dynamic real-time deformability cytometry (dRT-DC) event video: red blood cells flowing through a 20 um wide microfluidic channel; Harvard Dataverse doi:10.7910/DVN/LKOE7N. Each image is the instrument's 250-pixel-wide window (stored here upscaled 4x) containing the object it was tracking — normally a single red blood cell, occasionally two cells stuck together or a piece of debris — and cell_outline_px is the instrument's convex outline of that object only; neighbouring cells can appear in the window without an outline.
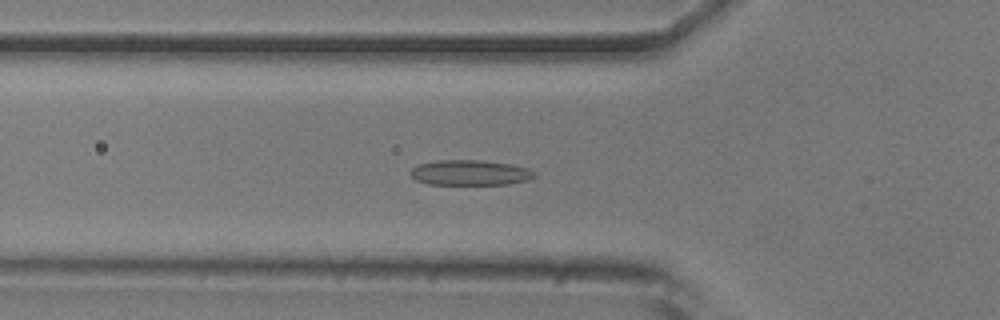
{"species": "common noctule bat (a hibernating species)", "species_latin": "Nyctalus noctula", "temperature_condition": "room temperature", "stored_images_in_passage": 9, "camera_frame_rate_fps": 3000, "um_per_image_px": 0.085, "animal": {"sex": "male", "body_mass_g": 20.5, "forearm_length_mm": 52.5}, "frame": {"image": 1, "passage_image": 7, "time_ms": 2.0, "image_size_px": [1000, 320], "cell_outline_px": [[536, 176], [528, 180], [508, 184], [428, 184], [416, 180], [408, 172], [412, 168], [420, 164], [436, 160], [484, 160], [512, 164], [528, 168], [536, 172]], "centroid_in_image_um": [39.98, 14.67], "position_along_channel_um": 85.8, "area_um2": 18.38}}